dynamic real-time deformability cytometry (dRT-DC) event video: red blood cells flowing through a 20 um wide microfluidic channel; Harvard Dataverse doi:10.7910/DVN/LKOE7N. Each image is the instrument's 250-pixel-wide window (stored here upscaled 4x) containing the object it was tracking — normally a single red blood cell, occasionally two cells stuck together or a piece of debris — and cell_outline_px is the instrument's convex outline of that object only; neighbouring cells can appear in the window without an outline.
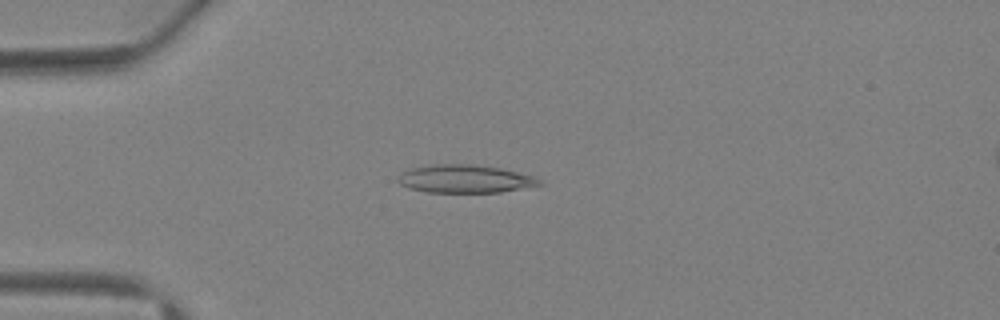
{"species": "Egyptian fruit bat (a non-hibernating species)", "species_latin": "Rousettus aegyptiacus", "temperature_condition": "warm", "stored_images_in_passage": 4, "camera_frame_rate_fps": 3000, "um_per_image_px": 0.085, "animal": {"sex": "female"}, "frame": {"image": 1, "passage_image": 3, "time_ms": 3.333, "image_size_px": [1000, 320], "cell_outline_px": [[544, 184], [500, 192], [424, 192], [408, 188], [400, 184], [396, 180], [400, 172], [412, 168], [432, 164], [472, 164], [500, 168], [532, 176], [540, 180]], "centroid_in_image_um": [39.45, 15.2], "position_along_channel_um": 45.5, "area_um2": 23.06}}